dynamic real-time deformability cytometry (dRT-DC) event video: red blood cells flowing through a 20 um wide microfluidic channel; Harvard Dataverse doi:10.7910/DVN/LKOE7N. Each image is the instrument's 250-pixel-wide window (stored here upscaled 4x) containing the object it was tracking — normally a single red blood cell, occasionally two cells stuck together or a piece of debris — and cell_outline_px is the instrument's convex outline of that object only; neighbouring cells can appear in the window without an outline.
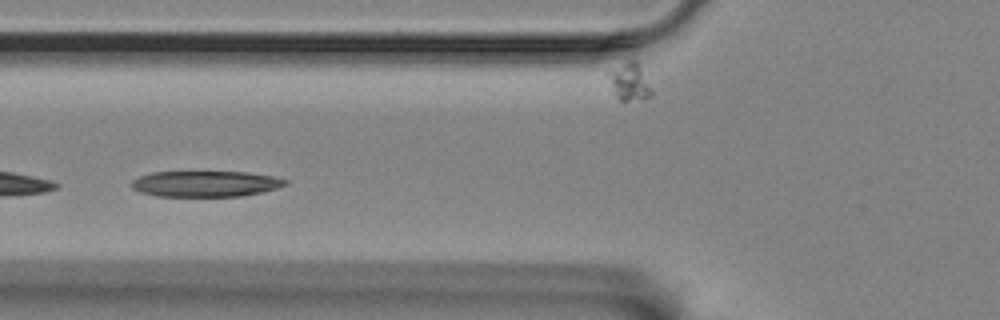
{"species": "Egyptian fruit bat (a non-hibernating species)", "species_latin": "Rousettus aegyptiacus", "temperature_condition": "room temperature", "stored_images_in_passage": 39, "segment_of_instrument_passage": [2, 2], "camera_frame_rate_fps": 3000, "um_per_image_px": 0.085, "animal": {"sex": "female"}, "frame": {"image": 1, "passage_image": 2, "time_ms": 0.333, "image_size_px": [1000, 320], "cell_outline_px": [[288, 184], [264, 192], [240, 196], [156, 196], [140, 192], [132, 188], [128, 184], [132, 180], [140, 176], [152, 172], [248, 172], [272, 176], [288, 180]], "centroid_in_image_um": [17.45, 15.62], "position_along_channel_um": 108.3, "area_um2": 23.29}}
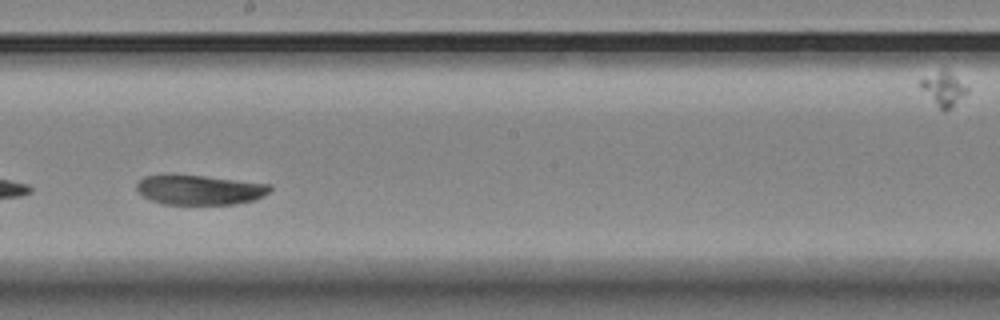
{"frame": {"image": 2, "passage_image": 13, "time_ms": 4.0, "image_size_px": [1000, 320], "cell_outline_px": [[272, 188], [264, 196], [256, 200], [236, 204], [164, 204], [148, 200], [136, 188], [136, 184], [144, 176], [204, 176], [272, 184]], "centroid_in_image_um": [17.02, 16.16], "position_along_channel_um": 231.2, "area_um2": 22.89}}
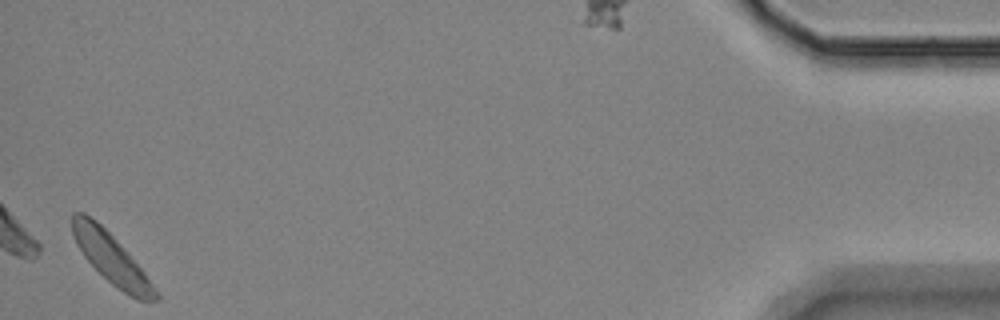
{"frame": {"image": 3, "passage_image": 38, "time_ms": 12.333, "image_size_px": [1000, 320], "cell_outline_px": [[160, 296], [156, 300], [136, 300], [112, 284], [84, 256], [76, 244], [72, 236], [72, 212], [84, 212], [96, 220], [128, 252], [144, 272]], "centroid_in_image_um": [9.43, 21.94], "position_along_channel_um": 425.8, "area_um2": 23.81}}